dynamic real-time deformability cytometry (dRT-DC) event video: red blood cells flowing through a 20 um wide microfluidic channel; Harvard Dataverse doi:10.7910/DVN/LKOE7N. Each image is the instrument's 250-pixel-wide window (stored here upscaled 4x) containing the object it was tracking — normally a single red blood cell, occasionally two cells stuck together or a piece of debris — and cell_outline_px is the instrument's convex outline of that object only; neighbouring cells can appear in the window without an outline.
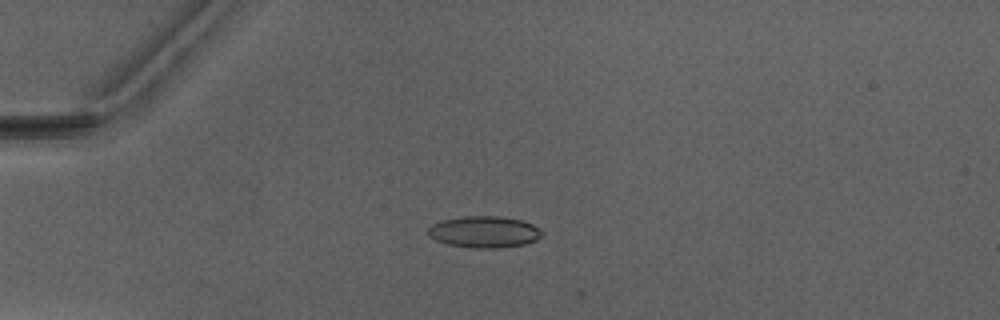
{"species": "Egyptian fruit bat (a non-hibernating species)", "species_latin": "Rousettus aegyptiacus", "temperature_condition": "warm", "stored_images_in_passage": 5, "camera_frame_rate_fps": 3000, "um_per_image_px": 0.085, "animal": {"sex": "male"}, "frame": {"image": 1, "passage_image": 4, "time_ms": 3.333, "image_size_px": [1000, 320], "cell_outline_px": [[544, 232], [536, 240], [524, 244], [500, 248], [476, 248], [448, 244], [436, 240], [428, 236], [428, 228], [432, 224], [440, 220], [464, 216], [500, 216], [520, 220], [532, 224]], "centroid_in_image_um": [41.14, 19.7], "position_along_channel_um": 43.9, "area_um2": 20.92}}